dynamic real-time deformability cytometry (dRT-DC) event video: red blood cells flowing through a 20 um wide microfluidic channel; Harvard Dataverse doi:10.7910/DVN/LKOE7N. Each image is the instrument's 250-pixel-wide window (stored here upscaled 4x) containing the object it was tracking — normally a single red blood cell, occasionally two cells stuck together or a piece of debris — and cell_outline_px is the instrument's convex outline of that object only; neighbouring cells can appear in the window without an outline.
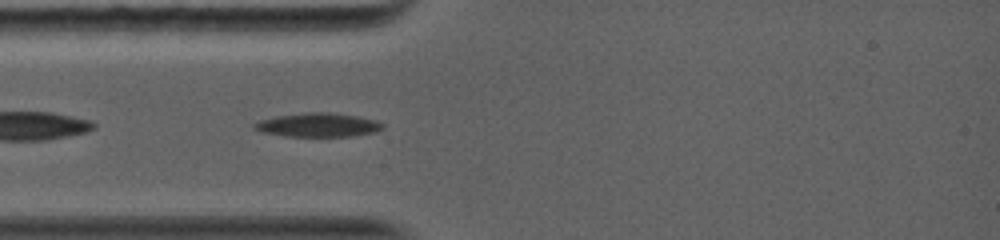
{"species": "common noctule bat (a hibernating species)", "species_latin": "Nyctalus noctula", "temperature_condition": "warm", "stored_images_in_passage": 58, "camera_frame_rate_fps": 5000, "um_per_image_px": 0.085, "animal": {"sex": "female", "body_mass_g": 19.0, "forearm_length_mm": 56.7}, "frame": {"image": 1, "passage_image": 4, "time_ms": 0.8, "image_size_px": [1000, 240], "cell_outline_px": [[384, 128], [376, 132], [348, 136], [284, 136], [264, 132], [252, 128], [252, 124], [260, 120], [276, 116], [304, 112], [328, 112], [356, 116], [376, 120], [384, 124]], "centroid_in_image_um": [27.02, 10.61], "position_along_channel_um": 58.0, "area_um2": 17.8}}
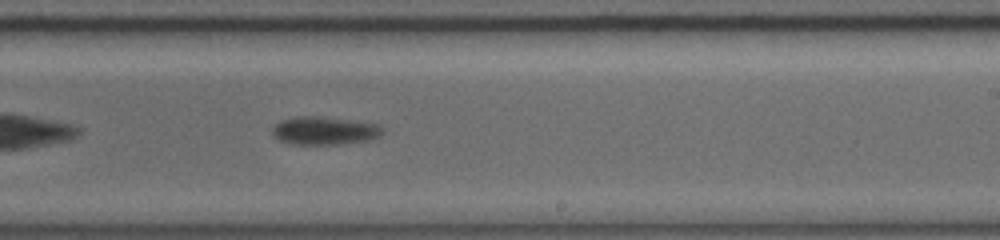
{"frame": {"image": 2, "passage_image": 26, "time_ms": 5.8, "image_size_px": [1000, 240], "cell_outline_px": [[384, 132], [380, 136], [368, 140], [336, 144], [292, 144], [280, 140], [272, 136], [272, 128], [280, 120], [300, 116], [312, 116], [348, 120], [376, 124], [384, 128]], "centroid_in_image_um": [27.55, 11.11], "position_along_channel_um": 261.4, "area_um2": 17.8}}
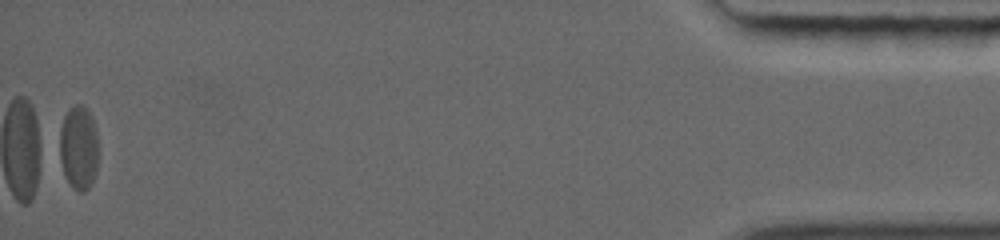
{"frame": {"image": 3, "passage_image": 58, "time_ms": 13.0, "image_size_px": [1000, 240], "cell_outline_px": [[96, 172], [88, 188], [84, 192], [80, 192], [72, 188], [64, 176], [52, 148], [64, 116], [68, 108], [76, 104], [84, 104], [92, 116], [96, 128]], "centroid_in_image_um": [6.55, 12.53], "position_along_channel_um": 428.6, "area_um2": 20.29}}